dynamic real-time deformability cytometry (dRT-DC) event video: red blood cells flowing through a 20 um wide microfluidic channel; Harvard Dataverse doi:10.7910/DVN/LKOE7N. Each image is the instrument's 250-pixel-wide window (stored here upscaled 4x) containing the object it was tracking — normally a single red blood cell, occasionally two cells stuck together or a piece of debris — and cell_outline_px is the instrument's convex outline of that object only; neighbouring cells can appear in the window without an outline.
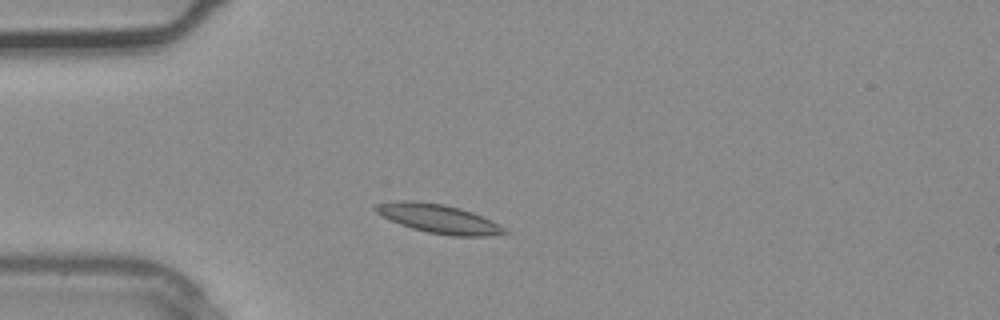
{"species": "common noctule bat (a hibernating species)", "species_latin": "Nyctalus noctula", "temperature_condition": "warm", "stored_images_in_passage": 2, "camera_frame_rate_fps": 3000, "um_per_image_px": 0.085, "animal": {"sex": "male", "body_mass_g": 20.4}, "frame": {"image": 1, "passage_image": 2, "time_ms": 0.333, "image_size_px": [1000, 320], "cell_outline_px": [[508, 232], [484, 236], [452, 236], [428, 232], [412, 228], [400, 224], [376, 212], [372, 208], [376, 204], [396, 200], [412, 200], [444, 204], [460, 208], [472, 212], [504, 228]], "centroid_in_image_um": [37.21, 18.57], "position_along_channel_um": 47.8, "area_um2": 21.27}}